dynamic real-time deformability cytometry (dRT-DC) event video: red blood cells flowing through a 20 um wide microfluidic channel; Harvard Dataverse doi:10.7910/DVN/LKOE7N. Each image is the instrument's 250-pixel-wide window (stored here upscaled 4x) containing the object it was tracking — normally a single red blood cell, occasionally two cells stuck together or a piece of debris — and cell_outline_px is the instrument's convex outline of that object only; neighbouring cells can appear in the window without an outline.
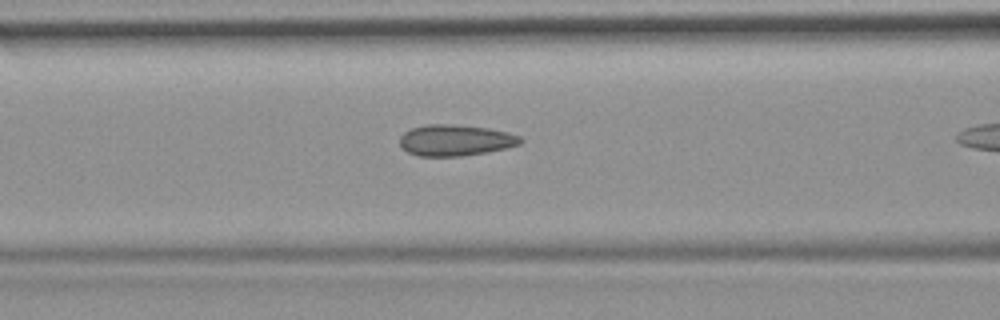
{"species": "common noctule bat (a hibernating species)", "species_latin": "Nyctalus noctula", "temperature_condition": "room temperature", "stored_images_in_passage": 14, "camera_frame_rate_fps": 3000, "um_per_image_px": 0.085, "animal": {"sex": "female", "body_mass_g": 19.9}, "frame": {"image": 1, "passage_image": 10, "time_ms": 3.0, "image_size_px": [1000, 320], "cell_outline_px": [[524, 140], [520, 144], [508, 148], [488, 152], [460, 156], [420, 156], [408, 152], [400, 144], [400, 136], [404, 132], [412, 128], [424, 124], [452, 124], [488, 128], [508, 132], [520, 136]], "centroid_in_image_um": [38.74, 11.92], "position_along_channel_um": 127.9, "area_um2": 22.02}}